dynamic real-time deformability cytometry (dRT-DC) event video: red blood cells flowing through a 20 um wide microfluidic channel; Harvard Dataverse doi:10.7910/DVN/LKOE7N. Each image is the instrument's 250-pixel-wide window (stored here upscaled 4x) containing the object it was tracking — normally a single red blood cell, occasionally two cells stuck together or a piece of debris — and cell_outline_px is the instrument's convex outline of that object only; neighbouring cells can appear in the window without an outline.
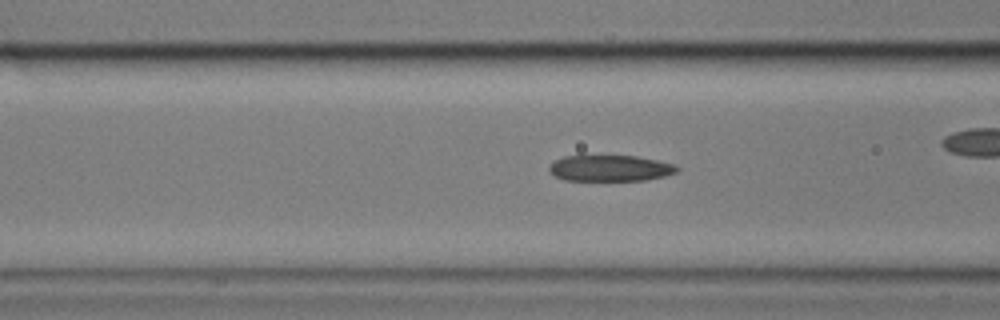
{"species": "common noctule bat (a hibernating species)", "species_latin": "Nyctalus noctula", "temperature_condition": "cold", "stored_images_in_passage": 53, "camera_frame_rate_fps": 3000, "um_per_image_px": 0.085, "animal": {"sex": "male", "body_mass_g": 17.9}, "frame": {"image": 1, "passage_image": 16, "time_ms": 5.0, "image_size_px": [1000, 320], "cell_outline_px": [[680, 168], [676, 172], [664, 176], [644, 180], [564, 180], [556, 176], [548, 168], [556, 160], [564, 156], [584, 152], [636, 156], [676, 164]], "centroid_in_image_um": [51.83, 14.23], "position_along_channel_um": 114.8, "area_um2": 20.23}}
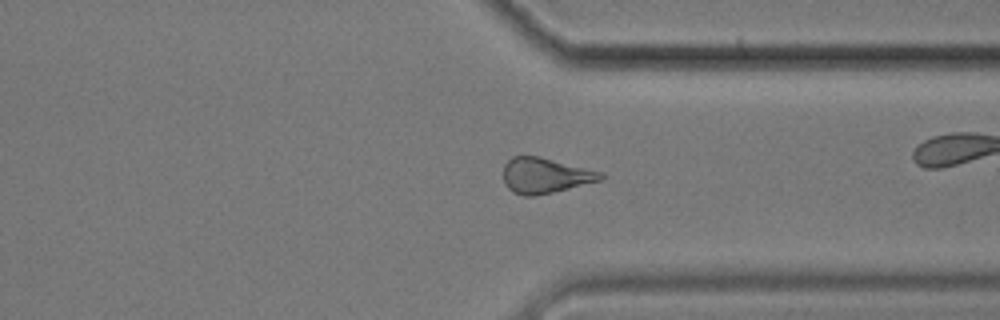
{"frame": {"image": 2, "passage_image": 38, "time_ms": 12.333, "image_size_px": [1000, 320], "cell_outline_px": [[604, 180], [552, 192], [532, 196], [524, 196], [512, 192], [504, 184], [504, 164], [512, 156], [540, 156], [604, 172]], "centroid_in_image_um": [46.36, 14.91], "position_along_channel_um": 365.0, "area_um2": 20.29}, "authors_computed_cell_mechanics": {"area_um2": 20.808, "velocity_mm_per_s": 3.4132, "shape_relaxation_time_tau1_ms": 6.2752, "shape_relaxation_time_tau2_ms": 5.9817, "deformation_change_tau1": 0.1711, "deformation_change_tau2": 0.1551}}